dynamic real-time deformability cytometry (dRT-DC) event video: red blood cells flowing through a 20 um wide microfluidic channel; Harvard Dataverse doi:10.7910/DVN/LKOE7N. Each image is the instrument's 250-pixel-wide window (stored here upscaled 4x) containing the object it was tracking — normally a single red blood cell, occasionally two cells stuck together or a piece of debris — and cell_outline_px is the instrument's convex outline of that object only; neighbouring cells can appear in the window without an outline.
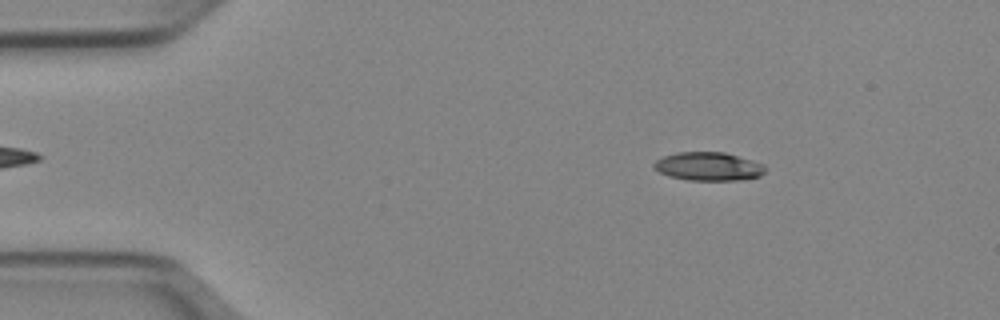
{"species": "Egyptian fruit bat (a non-hibernating species)", "species_latin": "Rousettus aegyptiacus", "temperature_condition": "cold", "stored_images_in_passage": 50, "camera_frame_rate_fps": 3000, "um_per_image_px": 0.085, "animal": {"sex": "female"}, "frame": {"image": 1, "passage_image": 7, "time_ms": 2.0, "image_size_px": [1000, 320], "cell_outline_px": [[768, 168], [760, 176], [740, 180], [688, 180], [668, 176], [660, 172], [652, 164], [656, 160], [664, 156], [676, 152], [724, 152], [752, 160], [764, 164]], "centroid_in_image_um": [60.24, 14.14], "position_along_channel_um": 24.8, "area_um2": 18.5}}
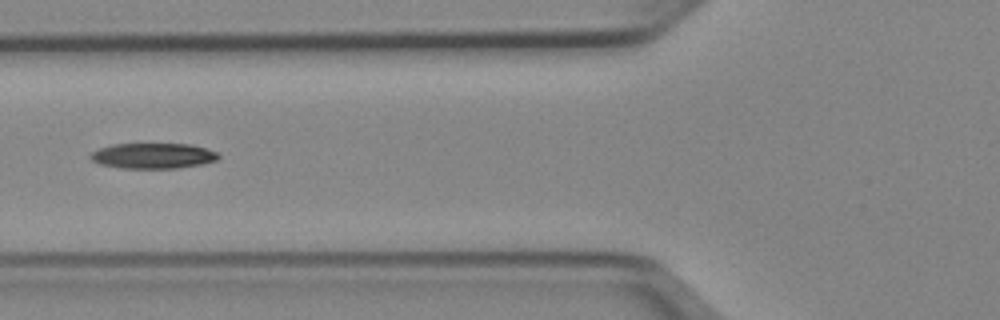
{"frame": {"image": 2, "passage_image": 19, "time_ms": 6.0, "image_size_px": [1000, 320], "cell_outline_px": [[220, 156], [216, 160], [204, 164], [176, 168], [120, 168], [100, 164], [92, 160], [88, 156], [92, 152], [100, 148], [112, 144], [192, 144], [216, 152]], "centroid_in_image_um": [13.0, 13.24], "position_along_channel_um": 112.8, "area_um2": 18.96}}
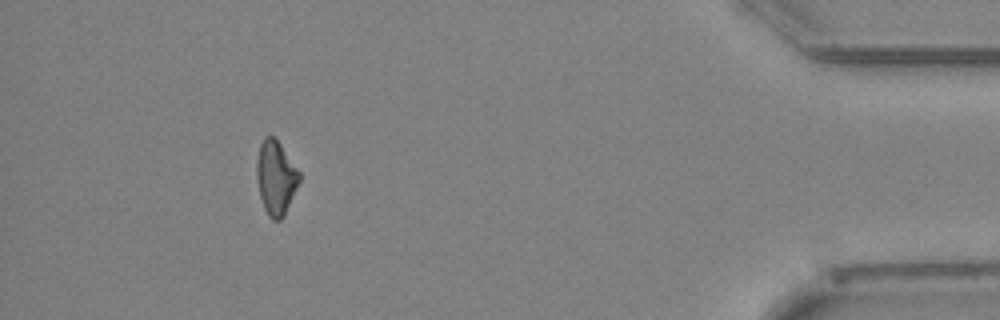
{"frame": {"image": 3, "passage_image": 46, "time_ms": 15.0, "image_size_px": [1000, 320], "cell_outline_px": [[300, 180], [284, 216], [280, 220], [272, 220], [268, 216], [264, 208], [260, 196], [256, 176], [256, 160], [260, 144], [264, 136], [272, 136], [280, 144], [300, 172]], "centroid_in_image_um": [23.43, 15.11], "position_along_channel_um": 411.8, "area_um2": 18.32}}